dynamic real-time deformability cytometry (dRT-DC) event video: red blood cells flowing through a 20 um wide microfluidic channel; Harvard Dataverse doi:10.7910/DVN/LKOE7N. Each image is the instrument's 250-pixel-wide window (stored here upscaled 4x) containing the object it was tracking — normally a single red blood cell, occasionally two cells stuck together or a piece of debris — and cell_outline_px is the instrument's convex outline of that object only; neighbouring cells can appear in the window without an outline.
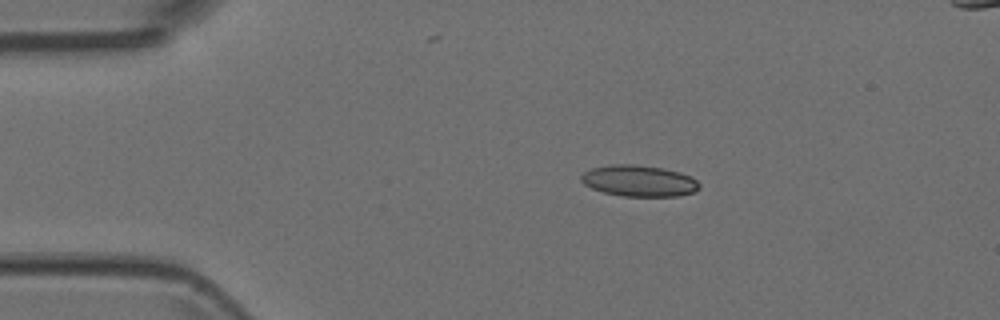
{"species": "Egyptian fruit bat (a non-hibernating species)", "species_latin": "Rousettus aegyptiacus", "temperature_condition": "room temperature", "stored_images_in_passage": 4, "camera_frame_rate_fps": 3000, "um_per_image_px": 0.085, "animal": {"sex": "female"}, "frame": {"image": 1, "passage_image": 1, "time_ms": 0.0, "image_size_px": [1000, 320], "cell_outline_px": [[700, 188], [696, 192], [680, 196], [620, 196], [604, 192], [592, 188], [584, 184], [580, 180], [580, 176], [584, 172], [592, 168], [612, 164], [632, 164], [664, 168], [680, 172], [696, 180], [700, 184]], "centroid_in_image_um": [54.33, 15.38], "position_along_channel_um": 30.7, "area_um2": 21.62}}
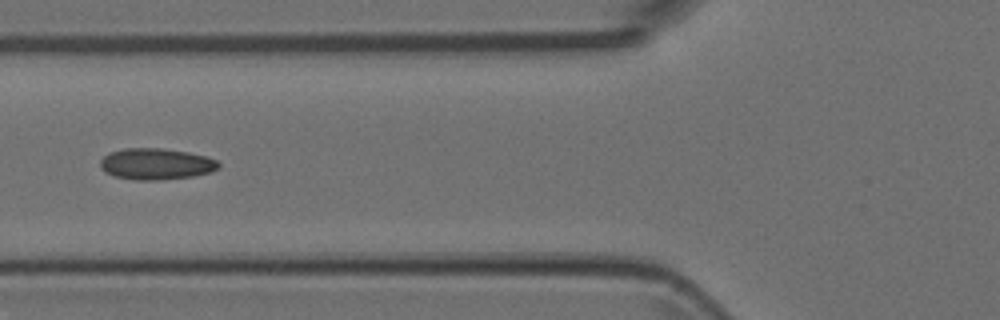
{"frame": {"image": 2, "passage_image": 4, "time_ms": 1.0, "image_size_px": [1000, 320], "cell_outline_px": [[220, 168], [212, 172], [192, 176], [160, 180], [132, 180], [116, 176], [104, 172], [100, 168], [100, 160], [104, 156], [112, 152], [124, 148], [164, 148], [188, 152], [208, 156], [216, 160], [220, 164]], "centroid_in_image_um": [13.29, 13.94], "position_along_channel_um": 112.5, "area_um2": 21.79}}